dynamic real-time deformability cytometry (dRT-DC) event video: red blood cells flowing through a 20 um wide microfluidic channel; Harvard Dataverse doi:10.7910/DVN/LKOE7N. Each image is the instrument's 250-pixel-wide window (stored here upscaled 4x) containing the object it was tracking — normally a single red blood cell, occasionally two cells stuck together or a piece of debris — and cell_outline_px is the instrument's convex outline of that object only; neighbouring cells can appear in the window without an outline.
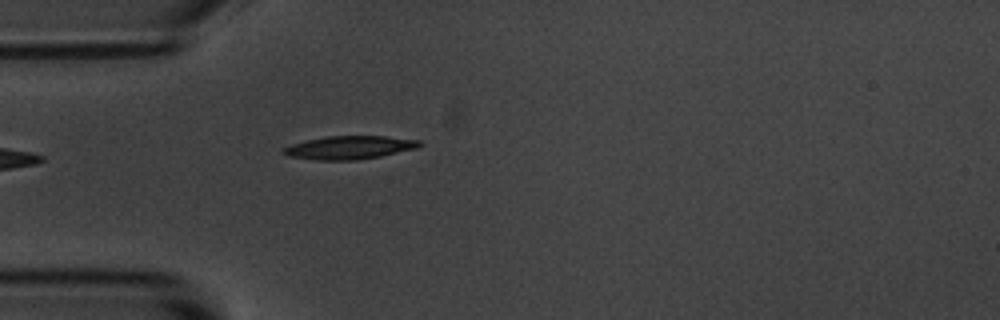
{"species": "common noctule bat (a hibernating species)", "species_latin": "Nyctalus noctula", "temperature_condition": "room temperature", "stored_images_in_passage": 1, "camera_frame_rate_fps": 3000, "um_per_image_px": 0.085, "animal": {"sex": "male", "body_mass_g": 20.1, "forearm_length_mm": 53.5}, "frame": {"image": 1, "passage_image": 1, "time_ms": 0.0, "image_size_px": [1000, 320], "cell_outline_px": [[424, 144], [416, 148], [380, 156], [356, 160], [316, 160], [288, 156], [280, 152], [280, 148], [292, 144], [324, 136], [384, 136], [420, 140]], "centroid_in_image_um": [29.66, 12.54], "position_along_channel_um": 55.3, "area_um2": 18.5}}